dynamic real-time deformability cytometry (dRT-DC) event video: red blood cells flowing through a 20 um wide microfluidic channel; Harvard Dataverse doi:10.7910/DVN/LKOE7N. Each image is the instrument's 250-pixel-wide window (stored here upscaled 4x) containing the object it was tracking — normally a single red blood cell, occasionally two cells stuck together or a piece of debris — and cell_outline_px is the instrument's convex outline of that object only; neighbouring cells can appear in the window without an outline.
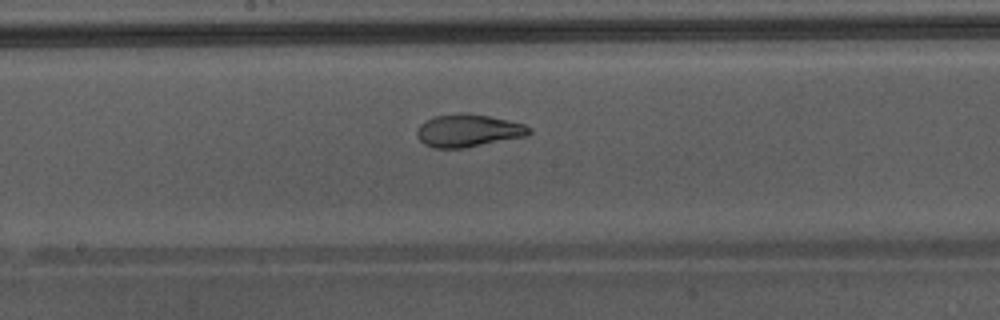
{"species": "Egyptian fruit bat (a non-hibernating species)", "species_latin": "Rousettus aegyptiacus", "temperature_condition": "warm", "stored_images_in_passage": 31, "camera_frame_rate_fps": 3000, "um_per_image_px": 0.085, "animal": {"sex": "male"}, "frame": {"image": 1, "passage_image": 10, "time_ms": 3.0, "image_size_px": [1000, 320], "cell_outline_px": [[532, 132], [528, 136], [464, 148], [432, 148], [424, 144], [416, 136], [416, 128], [424, 120], [432, 116], [460, 112], [464, 112], [488, 116], [508, 120], [524, 124], [532, 128]], "centroid_in_image_um": [39.77, 11.09], "position_along_channel_um": 208.4, "area_um2": 21.79}}
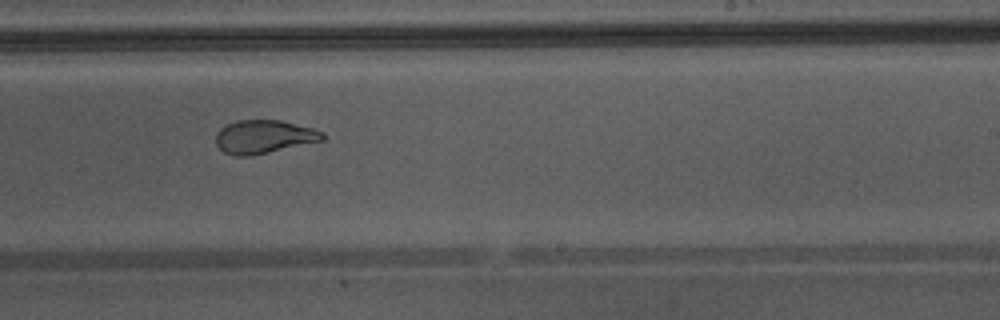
{"frame": {"image": 2, "passage_image": 14, "time_ms": 4.333, "image_size_px": [1000, 320], "cell_outline_px": [[324, 140], [252, 156], [236, 156], [224, 152], [216, 144], [216, 132], [220, 128], [236, 120], [280, 120], [312, 128], [324, 132]], "centroid_in_image_um": [22.42, 11.62], "position_along_channel_um": 266.6, "area_um2": 20.75}, "authors_computed_cell_mechanics": {"area_um2": 21.9062, "velocity_mm_per_s": 4.3775, "shape_relaxation_time_tau1_ms": 5.7249, "shape_relaxation_time_tau2_ms": 0.8575, "deformation_change_tau1": 0.2109, "deformation_change_tau2": 0.056}}